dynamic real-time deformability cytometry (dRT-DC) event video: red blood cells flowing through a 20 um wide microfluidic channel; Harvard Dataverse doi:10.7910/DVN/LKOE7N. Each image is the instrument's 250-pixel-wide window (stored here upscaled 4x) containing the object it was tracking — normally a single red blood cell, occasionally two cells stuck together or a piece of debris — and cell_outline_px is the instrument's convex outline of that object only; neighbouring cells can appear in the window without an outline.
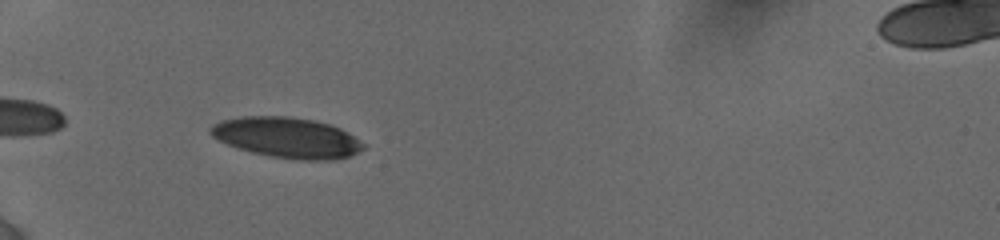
{"species": "human", "species_latin": "Homo sapiens", "temperature_condition": "cold", "stored_images_in_passage": 8, "camera_frame_rate_fps": 3000, "um_per_image_px": 0.085, "donor": {"sex": "female"}, "frame": {"image": 1, "passage_image": 5, "time_ms": 3.667, "image_size_px": [1000, 240], "cell_outline_px": [[364, 148], [360, 152], [348, 156], [332, 160], [296, 160], [272, 156], [252, 152], [236, 148], [212, 136], [208, 132], [208, 128], [212, 124], [220, 120], [240, 116], [288, 116], [316, 120], [340, 128], [364, 144]], "centroid_in_image_um": [24.35, 11.69], "position_along_channel_um": 60.7, "area_um2": 36.13}}
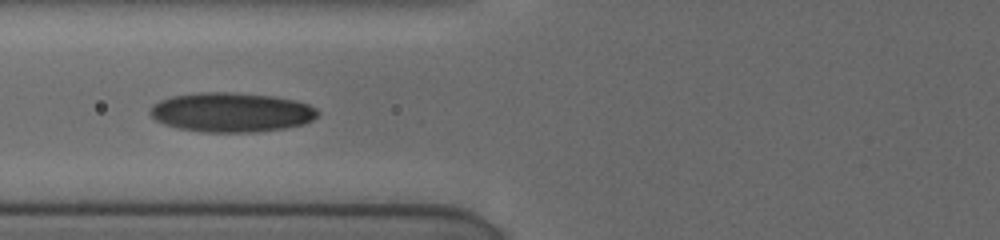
{"frame": {"image": 2, "passage_image": 7, "time_ms": 5.333, "image_size_px": [1000, 240], "cell_outline_px": [[320, 112], [312, 120], [304, 124], [284, 128], [256, 132], [200, 132], [176, 128], [164, 124], [156, 120], [148, 112], [152, 104], [160, 100], [172, 96], [200, 92], [232, 92], [272, 96], [292, 100], [308, 104], [316, 108]], "centroid_in_image_um": [19.63, 9.55], "position_along_channel_um": 106.2, "area_um2": 38.67}}